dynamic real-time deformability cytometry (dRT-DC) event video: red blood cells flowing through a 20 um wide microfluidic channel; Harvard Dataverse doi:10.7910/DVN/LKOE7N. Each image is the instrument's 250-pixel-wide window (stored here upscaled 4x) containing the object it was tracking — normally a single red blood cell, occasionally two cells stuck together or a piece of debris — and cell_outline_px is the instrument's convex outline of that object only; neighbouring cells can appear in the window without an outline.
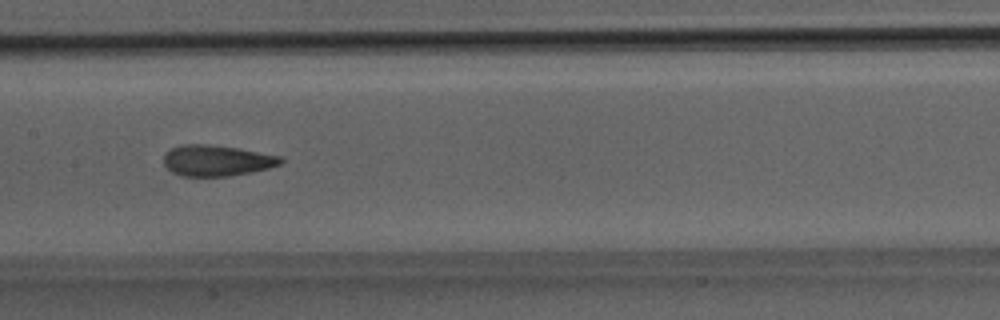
{"species": "Egyptian fruit bat (a non-hibernating species)", "species_latin": "Rousettus aegyptiacus", "temperature_condition": "room temperature", "stored_images_in_passage": 37, "segment_of_instrument_passage": [1, 2], "camera_frame_rate_fps": 3000, "um_per_image_px": 0.085, "animal": {"sex": "male"}, "frame": {"image": 1, "passage_image": 18, "time_ms": 5.667, "image_size_px": [1000, 320], "cell_outline_px": [[284, 160], [280, 164], [268, 168], [252, 172], [228, 176], [180, 176], [172, 172], [164, 164], [164, 152], [172, 148], [184, 144], [208, 144], [240, 148], [280, 156]], "centroid_in_image_um": [18.41, 13.64], "position_along_channel_um": 189.0, "area_um2": 21.15}}
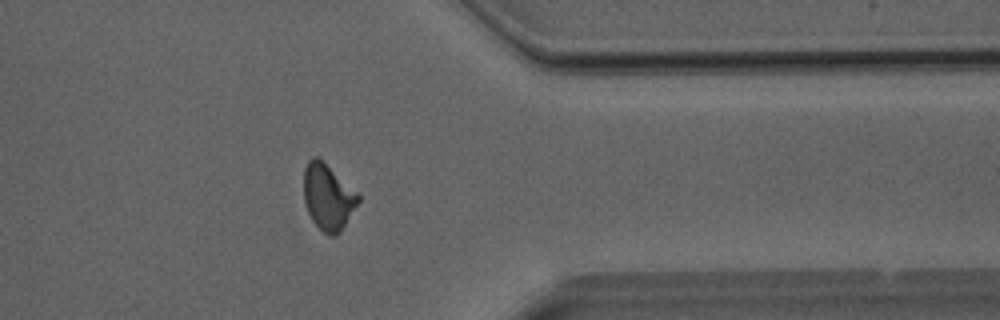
{"frame": {"image": 2, "passage_image": 29, "time_ms": 9.333, "image_size_px": [1000, 320], "cell_outline_px": [[360, 200], [340, 232], [332, 236], [328, 236], [312, 220], [308, 212], [304, 200], [304, 168], [308, 160], [312, 156], [316, 156], [356, 192], [360, 196]], "centroid_in_image_um": [27.85, 16.76], "position_along_channel_um": 383.5, "area_um2": 20.4}}
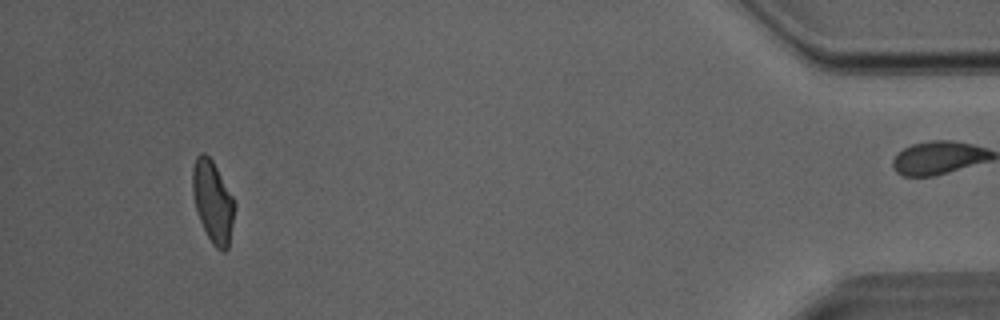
{"frame": {"image": 3, "passage_image": 34, "time_ms": 11.0, "image_size_px": [1000, 320], "cell_outline_px": [[236, 204], [228, 248], [224, 252], [216, 248], [212, 244], [200, 220], [196, 208], [192, 192], [192, 168], [196, 156], [200, 152], [204, 152], [212, 160], [232, 196]], "centroid_in_image_um": [18.08, 17.12], "position_along_channel_um": 417.1, "area_um2": 19.88}}